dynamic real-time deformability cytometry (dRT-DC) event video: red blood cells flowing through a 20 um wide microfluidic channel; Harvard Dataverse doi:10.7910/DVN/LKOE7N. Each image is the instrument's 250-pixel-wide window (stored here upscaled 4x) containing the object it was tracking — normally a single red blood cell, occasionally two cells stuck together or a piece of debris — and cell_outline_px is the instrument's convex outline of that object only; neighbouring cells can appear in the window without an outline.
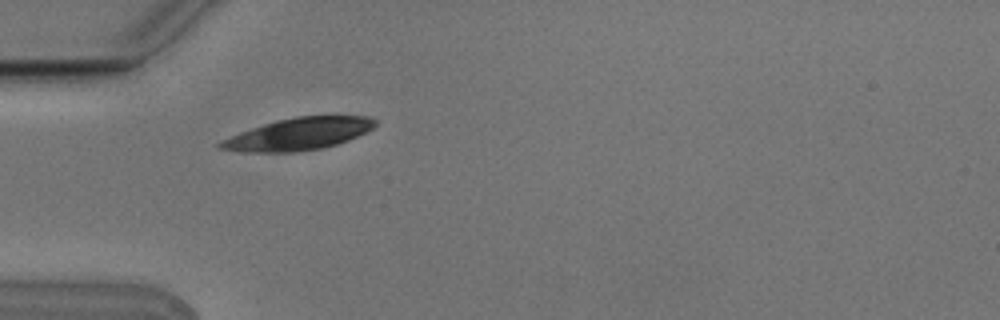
{"species": "Egyptian fruit bat (a non-hibernating species)", "species_latin": "Rousettus aegyptiacus", "temperature_condition": "cold", "stored_images_in_passage": 1, "camera_frame_rate_fps": 3000, "um_per_image_px": 0.085, "animal": {"sex": "male"}, "frame": {"image": 1, "passage_image": 1, "time_ms": 0.0, "image_size_px": [1000, 320], "cell_outline_px": [[376, 124], [372, 128], [348, 140], [336, 144], [320, 148], [296, 152], [244, 152], [216, 148], [216, 144], [220, 140], [240, 132], [276, 120], [296, 116], [372, 116], [376, 120]], "centroid_in_image_um": [25.33, 11.39], "position_along_channel_um": 59.7, "area_um2": 28.84}}